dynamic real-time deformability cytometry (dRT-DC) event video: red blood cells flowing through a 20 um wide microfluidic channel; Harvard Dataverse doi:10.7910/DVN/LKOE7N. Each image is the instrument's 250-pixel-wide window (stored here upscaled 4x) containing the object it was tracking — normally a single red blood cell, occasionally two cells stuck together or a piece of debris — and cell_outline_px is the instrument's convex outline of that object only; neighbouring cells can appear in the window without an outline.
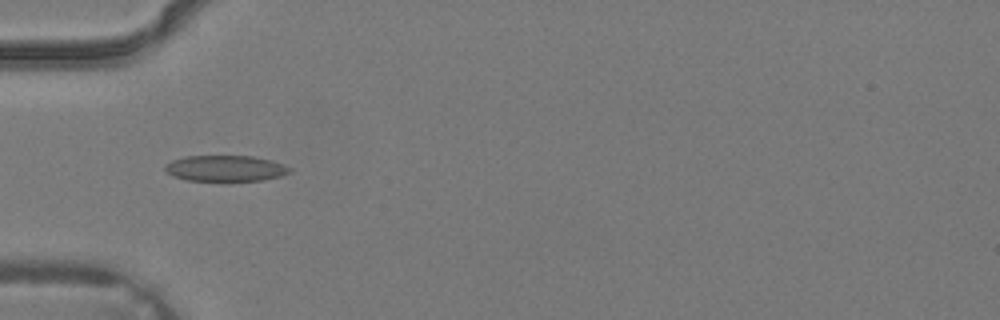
{"species": "common noctule bat (a hibernating species)", "species_latin": "Nyctalus noctula", "temperature_condition": "warm", "stored_images_in_passage": 3, "camera_frame_rate_fps": 3000, "um_per_image_px": 0.085, "animal": {"sex": "male", "body_mass_g": 19.2, "forearm_length_mm": 51.8}, "frame": {"image": 1, "passage_image": 3, "time_ms": 0.667, "image_size_px": [1000, 320], "cell_outline_px": [[292, 172], [280, 176], [264, 180], [188, 180], [172, 176], [164, 168], [172, 160], [184, 156], [252, 156], [268, 160], [292, 168]], "centroid_in_image_um": [19.16, 14.3], "position_along_channel_um": 65.8, "area_um2": 18.5}}